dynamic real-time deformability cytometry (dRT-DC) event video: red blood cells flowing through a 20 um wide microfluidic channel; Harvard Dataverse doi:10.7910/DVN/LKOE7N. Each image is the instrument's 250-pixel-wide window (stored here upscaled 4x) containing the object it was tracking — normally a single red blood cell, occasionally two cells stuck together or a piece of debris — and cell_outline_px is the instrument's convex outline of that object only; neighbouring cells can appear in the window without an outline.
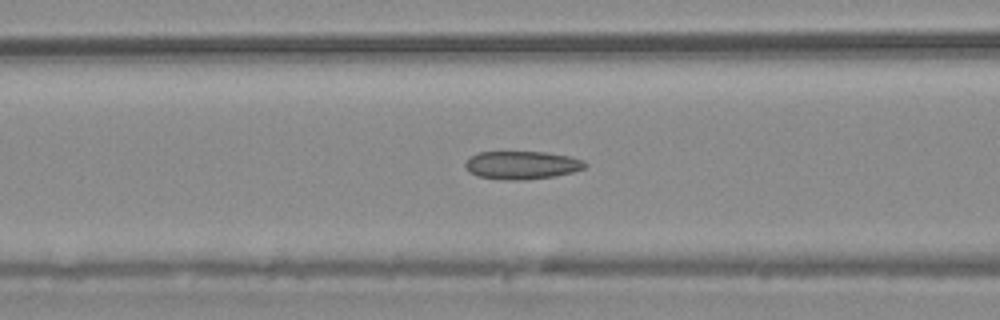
{"species": "common noctule bat (a hibernating species)", "species_latin": "Nyctalus noctula", "temperature_condition": "warm", "stored_images_in_passage": 25, "camera_frame_rate_fps": 3000, "um_per_image_px": 0.085, "animal": {"sex": "male", "body_mass_g": 20.4}, "frame": {"image": 1, "passage_image": 22, "time_ms": 7.0, "image_size_px": [1000, 320], "cell_outline_px": [[588, 164], [584, 168], [572, 172], [556, 176], [524, 180], [504, 180], [476, 176], [468, 172], [464, 164], [468, 156], [476, 152], [544, 152], [568, 156], [584, 160]], "centroid_in_image_um": [44.31, 14.04], "position_along_channel_um": 122.3, "area_um2": 19.88}}